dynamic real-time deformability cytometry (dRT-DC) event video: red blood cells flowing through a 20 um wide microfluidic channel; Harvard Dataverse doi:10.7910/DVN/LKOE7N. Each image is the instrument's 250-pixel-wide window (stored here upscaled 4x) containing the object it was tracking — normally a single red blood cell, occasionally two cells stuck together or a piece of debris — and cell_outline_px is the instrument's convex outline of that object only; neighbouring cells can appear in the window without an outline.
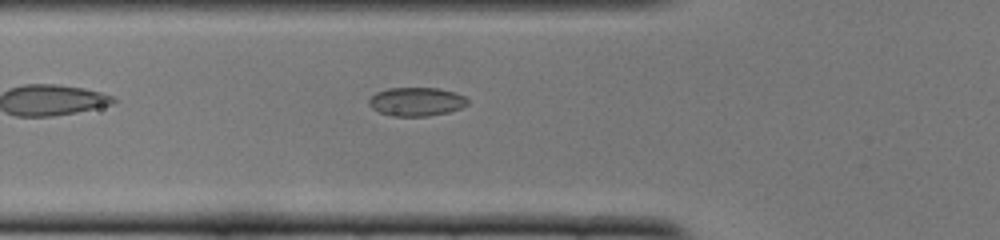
{"species": "common noctule bat (a hibernating species)", "species_latin": "Nyctalus noctula", "temperature_condition": "cold", "stored_images_in_passage": 35, "camera_frame_rate_fps": 3000, "um_per_image_px": 0.085, "animal": {"sex": "female", "body_mass_g": 22.0, "forearm_length_mm": 56.7}, "frame": {"image": 1, "passage_image": 2, "time_ms": 0.333, "image_size_px": [1000, 240], "cell_outline_px": [[468, 104], [460, 108], [448, 112], [428, 116], [388, 116], [372, 108], [368, 104], [368, 100], [376, 92], [388, 88], [440, 88], [464, 96], [468, 100]], "centroid_in_image_um": [35.37, 8.64], "position_along_channel_um": 90.4, "area_um2": 16.47}}
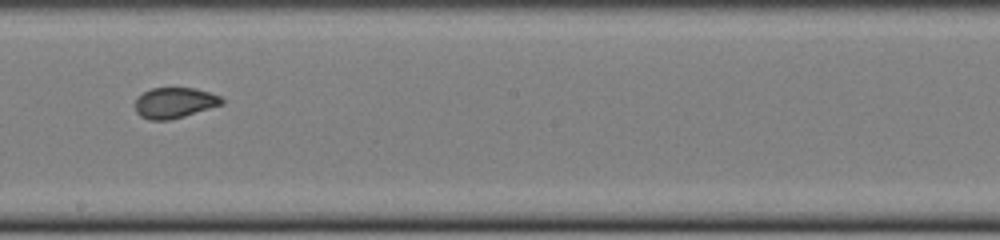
{"frame": {"image": 2, "passage_image": 13, "time_ms": 4.0, "image_size_px": [1000, 240], "cell_outline_px": [[224, 104], [184, 116], [168, 120], [148, 120], [140, 116], [136, 112], [136, 96], [152, 88], [196, 88], [220, 96], [224, 100]], "centroid_in_image_um": [14.83, 8.74], "position_along_channel_um": 233.4, "area_um2": 15.49}}
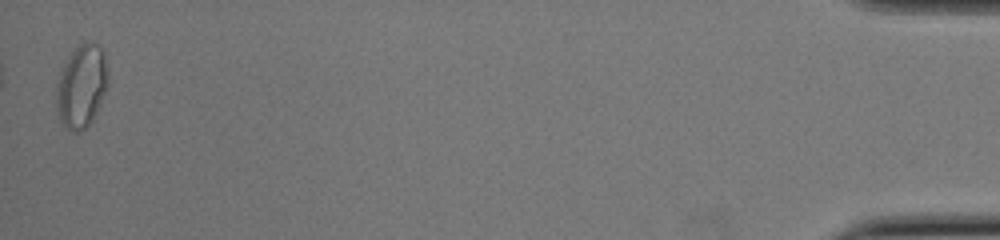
{"frame": {"image": 3, "passage_image": 35, "time_ms": 11.333, "image_size_px": [1000, 240], "cell_outline_px": [[108, 84], [96, 112], [92, 120], [84, 128], [76, 132], [72, 132], [60, 120], [56, 112], [56, 84], [60, 72], [68, 56], [76, 44], [84, 40], [92, 40], [104, 52], [108, 72]], "centroid_in_image_um": [6.92, 7.26], "position_along_channel_um": 428.3, "area_um2": 25.26}}